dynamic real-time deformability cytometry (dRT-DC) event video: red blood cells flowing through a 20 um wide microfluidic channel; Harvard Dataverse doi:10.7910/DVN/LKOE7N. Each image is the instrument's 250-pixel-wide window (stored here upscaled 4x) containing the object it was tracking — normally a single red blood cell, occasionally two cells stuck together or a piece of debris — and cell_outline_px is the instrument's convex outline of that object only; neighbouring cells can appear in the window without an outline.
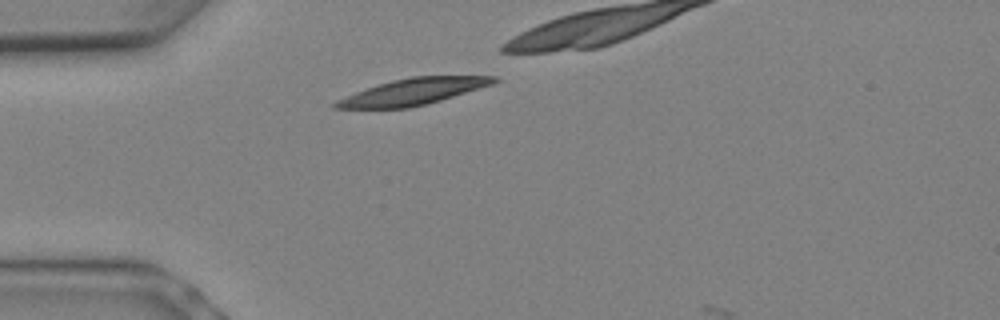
{"species": "Egyptian fruit bat (a non-hibernating species)", "species_latin": "Rousettus aegyptiacus", "temperature_condition": "warm", "stored_images_in_passage": 2, "camera_frame_rate_fps": 3000, "um_per_image_px": 0.085, "animal": {"sex": "female"}, "frame": {"image": 1, "passage_image": 1, "time_ms": 0.0, "image_size_px": [1000, 320], "cell_outline_px": [[500, 80], [492, 84], [440, 100], [408, 108], [332, 108], [332, 104], [336, 100], [356, 92], [392, 80], [412, 76], [496, 76]], "centroid_in_image_um": [35.09, 7.79], "position_along_channel_um": 49.9, "area_um2": 23.81}}